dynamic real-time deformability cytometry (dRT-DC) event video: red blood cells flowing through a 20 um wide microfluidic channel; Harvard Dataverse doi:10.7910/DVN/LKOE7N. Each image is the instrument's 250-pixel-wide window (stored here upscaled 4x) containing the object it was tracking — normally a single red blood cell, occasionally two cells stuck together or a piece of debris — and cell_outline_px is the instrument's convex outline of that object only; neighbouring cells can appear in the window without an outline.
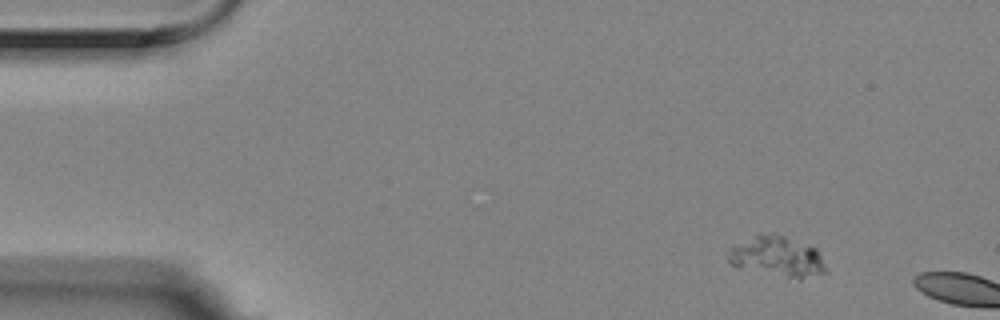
{"species": "Egyptian fruit bat (a non-hibernating species)", "species_latin": "Rousettus aegyptiacus", "temperature_condition": "room temperature", "stored_images_in_passage": 2, "camera_frame_rate_fps": 3000, "um_per_image_px": 0.085, "animal": {"sex": "female"}, "frame": {"image": 1, "passage_image": 1, "time_ms": 0.0, "image_size_px": [1000, 320], "cell_outline_px": [[828, 272], [800, 280], [788, 280], [736, 268], [728, 260], [728, 256], [732, 248], [756, 232], [772, 232], [784, 236], [816, 248], [820, 252]], "centroid_in_image_um": [66.08, 21.85], "position_along_channel_um": 18.9, "area_um2": 23.99}}